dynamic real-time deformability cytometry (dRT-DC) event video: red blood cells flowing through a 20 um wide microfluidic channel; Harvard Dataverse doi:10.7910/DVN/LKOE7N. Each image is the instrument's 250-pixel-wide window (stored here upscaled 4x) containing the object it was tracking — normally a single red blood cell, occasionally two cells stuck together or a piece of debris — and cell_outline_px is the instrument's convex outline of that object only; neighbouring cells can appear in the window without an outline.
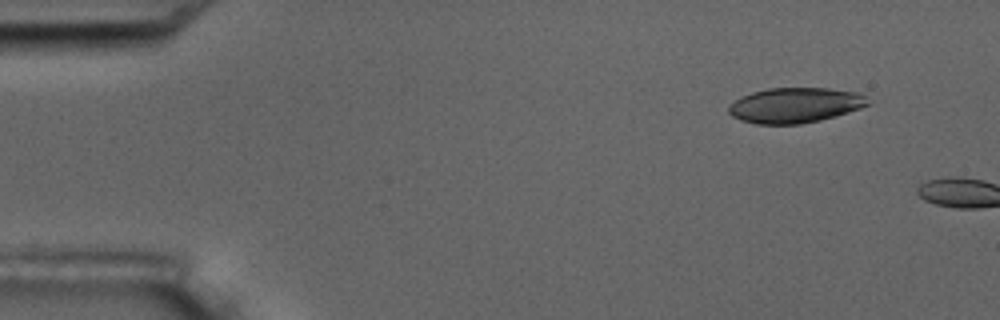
{"species": "common noctule bat (a hibernating species)", "species_latin": "Nyctalus noctula", "temperature_condition": "room temperature", "stored_images_in_passage": 4, "camera_frame_rate_fps": 3000, "um_per_image_px": 0.085, "animal": {"sex": "male", "body_mass_g": 17.5, "forearm_length_mm": 52.3}, "frame": {"image": 1, "passage_image": 4, "time_ms": 3.333, "image_size_px": [1000, 320], "cell_outline_px": [[872, 104], [836, 116], [820, 120], [800, 124], [756, 124], [740, 120], [732, 116], [728, 112], [728, 108], [740, 96], [752, 92], [768, 88], [828, 88], [852, 92], [864, 96]], "centroid_in_image_um": [67.56, 8.95], "position_along_channel_um": 17.4, "area_um2": 28.44}}